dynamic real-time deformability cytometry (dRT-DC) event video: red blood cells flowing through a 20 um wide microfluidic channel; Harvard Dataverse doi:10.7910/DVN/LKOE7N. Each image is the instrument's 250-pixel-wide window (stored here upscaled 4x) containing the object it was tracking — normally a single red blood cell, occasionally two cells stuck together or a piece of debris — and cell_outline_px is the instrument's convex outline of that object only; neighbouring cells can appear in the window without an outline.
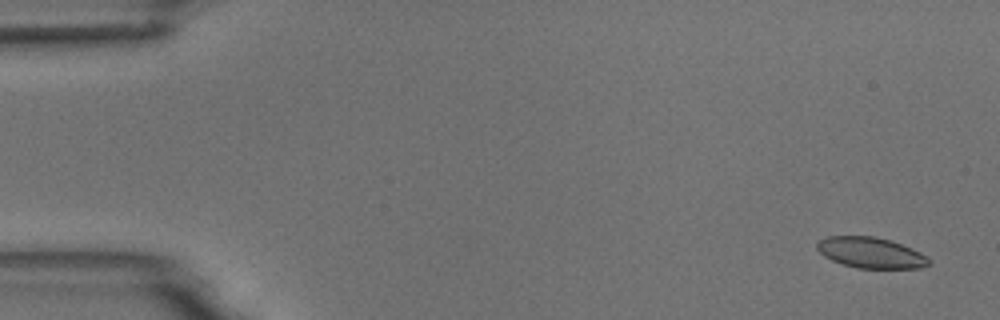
{"species": "common noctule bat (a hibernating species)", "species_latin": "Nyctalus noctula", "temperature_condition": "room temperature", "stored_images_in_passage": 9, "camera_frame_rate_fps": 3000, "um_per_image_px": 0.085, "animal": {"sex": "male", "body_mass_g": 18.8}, "frame": {"image": 1, "passage_image": 1, "time_ms": 0.0, "image_size_px": [1000, 320], "cell_outline_px": [[932, 264], [920, 268], [856, 268], [832, 260], [824, 256], [816, 248], [816, 244], [824, 236], [876, 236], [912, 248], [928, 256], [932, 260]], "centroid_in_image_um": [74.04, 21.48], "position_along_channel_um": 11.0, "area_um2": 20.17}}
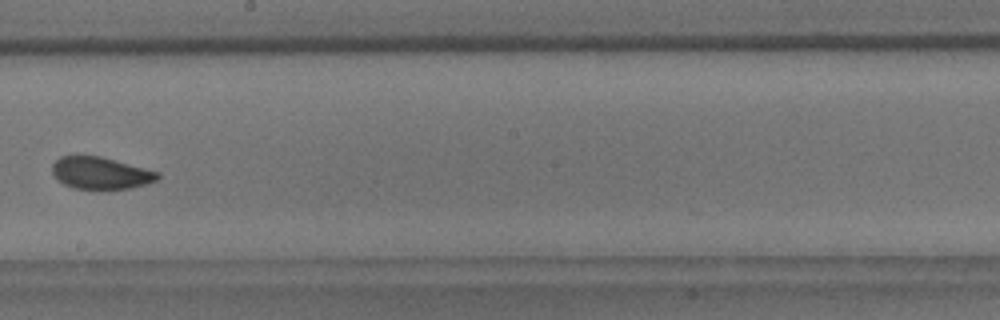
{"frame": {"image": 2, "passage_image": 9, "time_ms": 9.667, "image_size_px": [1000, 320], "cell_outline_px": [[160, 176], [156, 180], [148, 184], [132, 188], [72, 188], [64, 184], [52, 172], [52, 164], [60, 156], [100, 156], [160, 172]], "centroid_in_image_um": [8.58, 14.7], "position_along_channel_um": 239.6, "area_um2": 19.42}}